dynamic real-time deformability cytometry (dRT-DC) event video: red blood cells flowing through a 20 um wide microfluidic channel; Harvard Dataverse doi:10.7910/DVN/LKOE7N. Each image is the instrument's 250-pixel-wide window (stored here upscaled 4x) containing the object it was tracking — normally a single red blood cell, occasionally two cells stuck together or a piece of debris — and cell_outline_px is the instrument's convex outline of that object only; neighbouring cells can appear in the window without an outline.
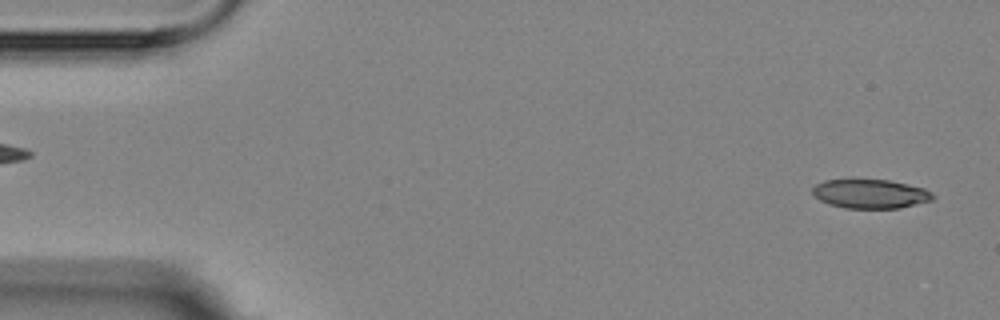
{"species": "Egyptian fruit bat (a non-hibernating species)", "species_latin": "Rousettus aegyptiacus", "temperature_condition": "room temperature", "stored_images_in_passage": 3, "segment_of_instrument_passage": [2, 2], "camera_frame_rate_fps": 3000, "um_per_image_px": 0.085, "animal": {"sex": "female"}, "frame": {"image": 1, "passage_image": 3, "time_ms": 2.333, "image_size_px": [1000, 320], "cell_outline_px": [[936, 196], [932, 200], [900, 208], [844, 208], [828, 204], [812, 196], [812, 188], [816, 184], [824, 180], [888, 180], [924, 188]], "centroid_in_image_um": [73.95, 16.48], "position_along_channel_um": 11.1, "area_um2": 20.35}}